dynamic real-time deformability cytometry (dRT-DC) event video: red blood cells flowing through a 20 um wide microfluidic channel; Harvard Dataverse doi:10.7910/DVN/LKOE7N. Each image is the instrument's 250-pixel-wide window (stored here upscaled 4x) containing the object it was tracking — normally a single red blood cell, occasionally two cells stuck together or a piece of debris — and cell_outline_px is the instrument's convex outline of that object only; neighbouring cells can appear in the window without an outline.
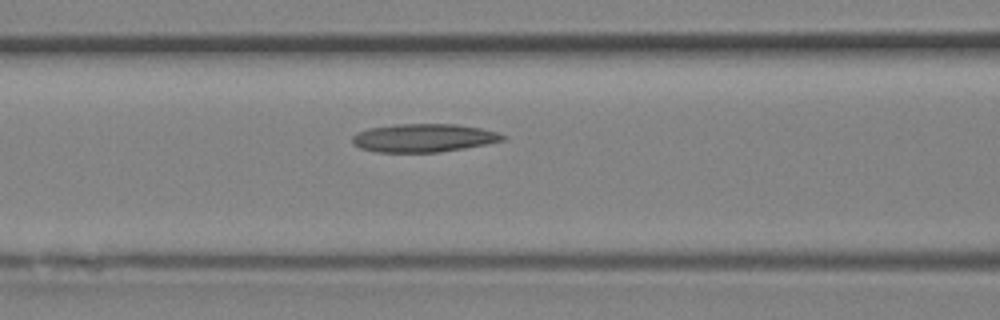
{"species": "Egyptian fruit bat (a non-hibernating species)", "species_latin": "Rousettus aegyptiacus", "temperature_condition": "room temperature", "stored_images_in_passage": 15, "camera_frame_rate_fps": 3000, "um_per_image_px": 0.085, "animal": {"sex": "female"}, "frame": {"image": 1, "passage_image": 7, "time_ms": 2.0, "image_size_px": [1000, 320], "cell_outline_px": [[508, 140], [464, 148], [440, 152], [376, 152], [360, 148], [352, 144], [352, 136], [356, 132], [368, 128], [396, 124], [456, 124], [480, 128], [500, 132], [508, 136]], "centroid_in_image_um": [36.04, 11.72], "position_along_channel_um": 130.6, "area_um2": 25.09}}
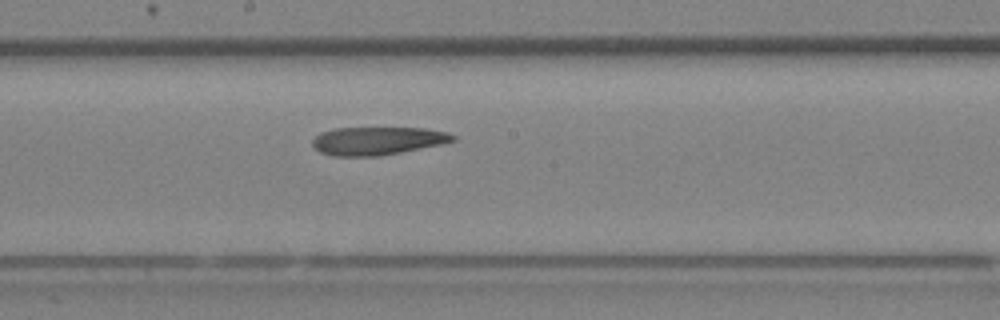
{"frame": {"image": 2, "passage_image": 11, "time_ms": 3.333, "image_size_px": [1000, 320], "cell_outline_px": [[456, 140], [440, 144], [380, 156], [332, 156], [320, 152], [312, 144], [312, 140], [320, 132], [336, 128], [424, 128], [448, 132], [456, 136]], "centroid_in_image_um": [32.07, 11.96], "position_along_channel_um": 216.1, "area_um2": 22.89}}
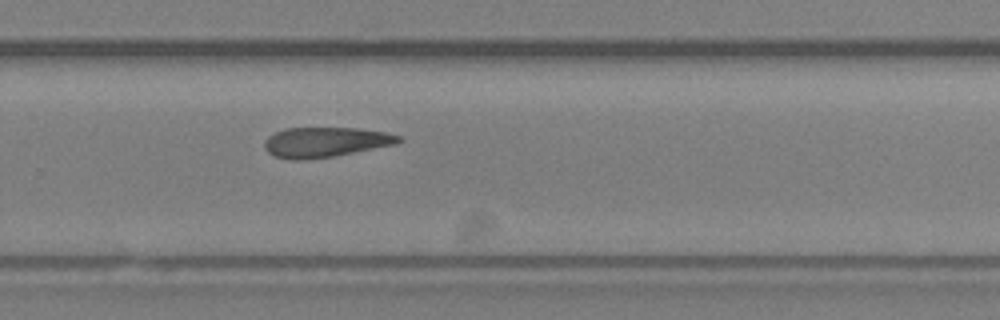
{"frame": {"image": 3, "passage_image": 15, "time_ms": 4.667, "image_size_px": [1000, 320], "cell_outline_px": [[404, 140], [396, 144], [332, 156], [300, 160], [292, 160], [272, 156], [264, 148], [264, 140], [268, 136], [284, 128], [356, 128], [388, 132], [400, 136]], "centroid_in_image_um": [27.64, 12.07], "position_along_channel_um": 302.2, "area_um2": 23.47}}